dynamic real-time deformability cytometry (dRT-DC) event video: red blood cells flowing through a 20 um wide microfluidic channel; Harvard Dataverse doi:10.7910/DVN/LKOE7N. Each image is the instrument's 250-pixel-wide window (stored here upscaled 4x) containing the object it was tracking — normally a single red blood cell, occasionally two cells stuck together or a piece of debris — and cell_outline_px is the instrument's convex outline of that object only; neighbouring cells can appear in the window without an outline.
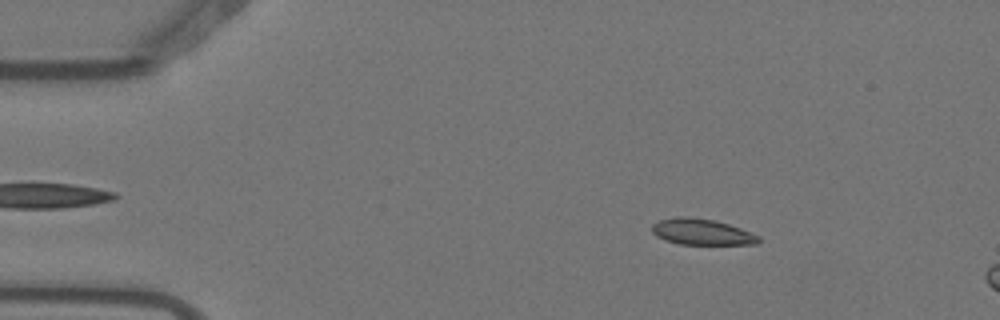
{"species": "Egyptian fruit bat (a non-hibernating species)", "species_latin": "Rousettus aegyptiacus", "temperature_condition": "warm", "stored_images_in_passage": 5, "camera_frame_rate_fps": 3000, "um_per_image_px": 0.085, "animal": {"sex": "female"}, "frame": {"image": 1, "passage_image": 3, "time_ms": 0.667, "image_size_px": [1000, 320], "cell_outline_px": [[760, 240], [756, 244], [680, 244], [664, 240], [656, 236], [652, 232], [652, 224], [660, 220], [676, 216], [688, 216], [716, 220], [740, 228], [760, 236]], "centroid_in_image_um": [59.62, 19.7], "position_along_channel_um": 25.4, "area_um2": 16.24}}